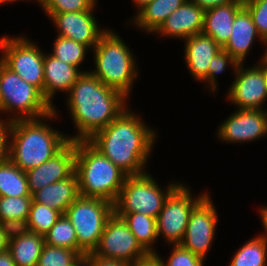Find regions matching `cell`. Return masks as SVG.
<instances>
[{"label":"cell","instance_id":"1","mask_svg":"<svg viewBox=\"0 0 267 266\" xmlns=\"http://www.w3.org/2000/svg\"><path fill=\"white\" fill-rule=\"evenodd\" d=\"M127 108L87 141L128 176L145 172L156 133ZM144 170V171H143Z\"/></svg>","mask_w":267,"mask_h":266},{"label":"cell","instance_id":"2","mask_svg":"<svg viewBox=\"0 0 267 266\" xmlns=\"http://www.w3.org/2000/svg\"><path fill=\"white\" fill-rule=\"evenodd\" d=\"M68 109L76 136L69 140H88L95 132L108 126L126 108V99L120 91L104 85L89 71L84 72L68 92Z\"/></svg>","mask_w":267,"mask_h":266},{"label":"cell","instance_id":"3","mask_svg":"<svg viewBox=\"0 0 267 266\" xmlns=\"http://www.w3.org/2000/svg\"><path fill=\"white\" fill-rule=\"evenodd\" d=\"M38 119L15 120L8 123L9 159L22 171L41 165L57 154L70 140L42 122L45 118H56V110ZM41 119V121H40Z\"/></svg>","mask_w":267,"mask_h":266},{"label":"cell","instance_id":"4","mask_svg":"<svg viewBox=\"0 0 267 266\" xmlns=\"http://www.w3.org/2000/svg\"><path fill=\"white\" fill-rule=\"evenodd\" d=\"M75 173L79 195L115 203L127 174L87 140H76Z\"/></svg>","mask_w":267,"mask_h":266},{"label":"cell","instance_id":"5","mask_svg":"<svg viewBox=\"0 0 267 266\" xmlns=\"http://www.w3.org/2000/svg\"><path fill=\"white\" fill-rule=\"evenodd\" d=\"M95 70L90 73L104 85L128 97L138 75L134 56L119 35L107 30L93 48Z\"/></svg>","mask_w":267,"mask_h":266},{"label":"cell","instance_id":"6","mask_svg":"<svg viewBox=\"0 0 267 266\" xmlns=\"http://www.w3.org/2000/svg\"><path fill=\"white\" fill-rule=\"evenodd\" d=\"M0 111L17 112L8 119L9 123L46 117L54 111V106L36 87L19 77L0 59Z\"/></svg>","mask_w":267,"mask_h":266},{"label":"cell","instance_id":"7","mask_svg":"<svg viewBox=\"0 0 267 266\" xmlns=\"http://www.w3.org/2000/svg\"><path fill=\"white\" fill-rule=\"evenodd\" d=\"M114 213V204L100 199L79 196L66 210L65 215L75 228L78 252L84 256L92 253Z\"/></svg>","mask_w":267,"mask_h":266},{"label":"cell","instance_id":"8","mask_svg":"<svg viewBox=\"0 0 267 266\" xmlns=\"http://www.w3.org/2000/svg\"><path fill=\"white\" fill-rule=\"evenodd\" d=\"M154 180L147 172L127 176L114 203V213H142L157 218L165 200L180 183H171L162 191Z\"/></svg>","mask_w":267,"mask_h":266},{"label":"cell","instance_id":"9","mask_svg":"<svg viewBox=\"0 0 267 266\" xmlns=\"http://www.w3.org/2000/svg\"><path fill=\"white\" fill-rule=\"evenodd\" d=\"M1 61L19 77L36 87L44 97V56L37 44L26 37L0 39Z\"/></svg>","mask_w":267,"mask_h":266},{"label":"cell","instance_id":"10","mask_svg":"<svg viewBox=\"0 0 267 266\" xmlns=\"http://www.w3.org/2000/svg\"><path fill=\"white\" fill-rule=\"evenodd\" d=\"M192 199L189 188L182 183L168 196L156 218L158 237L162 234L169 244H180L194 206L206 195Z\"/></svg>","mask_w":267,"mask_h":266},{"label":"cell","instance_id":"11","mask_svg":"<svg viewBox=\"0 0 267 266\" xmlns=\"http://www.w3.org/2000/svg\"><path fill=\"white\" fill-rule=\"evenodd\" d=\"M91 254L132 264L148 253L140 246L123 218L113 213Z\"/></svg>","mask_w":267,"mask_h":266},{"label":"cell","instance_id":"12","mask_svg":"<svg viewBox=\"0 0 267 266\" xmlns=\"http://www.w3.org/2000/svg\"><path fill=\"white\" fill-rule=\"evenodd\" d=\"M218 216L214 204L206 194L192 209L180 245L205 260L213 242Z\"/></svg>","mask_w":267,"mask_h":266},{"label":"cell","instance_id":"13","mask_svg":"<svg viewBox=\"0 0 267 266\" xmlns=\"http://www.w3.org/2000/svg\"><path fill=\"white\" fill-rule=\"evenodd\" d=\"M238 64L236 75L228 91V98L240 109L262 110L267 99V70L260 64L243 68Z\"/></svg>","mask_w":267,"mask_h":266},{"label":"cell","instance_id":"14","mask_svg":"<svg viewBox=\"0 0 267 266\" xmlns=\"http://www.w3.org/2000/svg\"><path fill=\"white\" fill-rule=\"evenodd\" d=\"M76 140H70L57 154L25 172L32 195L43 187L67 179L75 172Z\"/></svg>","mask_w":267,"mask_h":266},{"label":"cell","instance_id":"15","mask_svg":"<svg viewBox=\"0 0 267 266\" xmlns=\"http://www.w3.org/2000/svg\"><path fill=\"white\" fill-rule=\"evenodd\" d=\"M93 10L65 13H46L53 20L59 35L88 48H94L107 29H99Z\"/></svg>","mask_w":267,"mask_h":266},{"label":"cell","instance_id":"16","mask_svg":"<svg viewBox=\"0 0 267 266\" xmlns=\"http://www.w3.org/2000/svg\"><path fill=\"white\" fill-rule=\"evenodd\" d=\"M226 142L254 141L267 134V110L239 109L227 118L218 130Z\"/></svg>","mask_w":267,"mask_h":266},{"label":"cell","instance_id":"17","mask_svg":"<svg viewBox=\"0 0 267 266\" xmlns=\"http://www.w3.org/2000/svg\"><path fill=\"white\" fill-rule=\"evenodd\" d=\"M204 13L205 11L192 0H187L171 13L154 33L157 32L161 36L187 39L188 37L202 33Z\"/></svg>","mask_w":267,"mask_h":266},{"label":"cell","instance_id":"18","mask_svg":"<svg viewBox=\"0 0 267 266\" xmlns=\"http://www.w3.org/2000/svg\"><path fill=\"white\" fill-rule=\"evenodd\" d=\"M185 45V60L187 69L198 81H203L208 75V66L212 57L222 48L208 35L203 33L188 37Z\"/></svg>","mask_w":267,"mask_h":266},{"label":"cell","instance_id":"19","mask_svg":"<svg viewBox=\"0 0 267 266\" xmlns=\"http://www.w3.org/2000/svg\"><path fill=\"white\" fill-rule=\"evenodd\" d=\"M44 98L51 106L56 91L69 92L72 85L84 73L79 68L67 64L51 54L44 56Z\"/></svg>","mask_w":267,"mask_h":266},{"label":"cell","instance_id":"20","mask_svg":"<svg viewBox=\"0 0 267 266\" xmlns=\"http://www.w3.org/2000/svg\"><path fill=\"white\" fill-rule=\"evenodd\" d=\"M255 37L263 41L249 12L243 7L234 18L231 36L223 49L227 51L238 64H242L249 49L252 47Z\"/></svg>","mask_w":267,"mask_h":266},{"label":"cell","instance_id":"21","mask_svg":"<svg viewBox=\"0 0 267 266\" xmlns=\"http://www.w3.org/2000/svg\"><path fill=\"white\" fill-rule=\"evenodd\" d=\"M242 8L243 2H230L206 10L202 33L223 48L231 36L234 18Z\"/></svg>","mask_w":267,"mask_h":266},{"label":"cell","instance_id":"22","mask_svg":"<svg viewBox=\"0 0 267 266\" xmlns=\"http://www.w3.org/2000/svg\"><path fill=\"white\" fill-rule=\"evenodd\" d=\"M45 237L23 228H12L8 251L16 266H37Z\"/></svg>","mask_w":267,"mask_h":266},{"label":"cell","instance_id":"23","mask_svg":"<svg viewBox=\"0 0 267 266\" xmlns=\"http://www.w3.org/2000/svg\"><path fill=\"white\" fill-rule=\"evenodd\" d=\"M78 179L74 172L65 180L49 184L32 194V200L65 215L67 208L79 197Z\"/></svg>","mask_w":267,"mask_h":266},{"label":"cell","instance_id":"24","mask_svg":"<svg viewBox=\"0 0 267 266\" xmlns=\"http://www.w3.org/2000/svg\"><path fill=\"white\" fill-rule=\"evenodd\" d=\"M187 0H153L141 8L133 19L136 26L154 33Z\"/></svg>","mask_w":267,"mask_h":266},{"label":"cell","instance_id":"25","mask_svg":"<svg viewBox=\"0 0 267 266\" xmlns=\"http://www.w3.org/2000/svg\"><path fill=\"white\" fill-rule=\"evenodd\" d=\"M127 223L140 246L147 253H156L153 243L158 238L156 218L142 213H115Z\"/></svg>","mask_w":267,"mask_h":266},{"label":"cell","instance_id":"26","mask_svg":"<svg viewBox=\"0 0 267 266\" xmlns=\"http://www.w3.org/2000/svg\"><path fill=\"white\" fill-rule=\"evenodd\" d=\"M32 196L28 189L25 171L10 159L0 164V197Z\"/></svg>","mask_w":267,"mask_h":266},{"label":"cell","instance_id":"27","mask_svg":"<svg viewBox=\"0 0 267 266\" xmlns=\"http://www.w3.org/2000/svg\"><path fill=\"white\" fill-rule=\"evenodd\" d=\"M32 196L0 197V224L23 228L30 211Z\"/></svg>","mask_w":267,"mask_h":266},{"label":"cell","instance_id":"28","mask_svg":"<svg viewBox=\"0 0 267 266\" xmlns=\"http://www.w3.org/2000/svg\"><path fill=\"white\" fill-rule=\"evenodd\" d=\"M61 215L60 212L32 200L23 229L45 236Z\"/></svg>","mask_w":267,"mask_h":266},{"label":"cell","instance_id":"29","mask_svg":"<svg viewBox=\"0 0 267 266\" xmlns=\"http://www.w3.org/2000/svg\"><path fill=\"white\" fill-rule=\"evenodd\" d=\"M266 262L267 245L257 236L235 253L229 266H266Z\"/></svg>","mask_w":267,"mask_h":266},{"label":"cell","instance_id":"30","mask_svg":"<svg viewBox=\"0 0 267 266\" xmlns=\"http://www.w3.org/2000/svg\"><path fill=\"white\" fill-rule=\"evenodd\" d=\"M44 237L45 243L50 246L67 248L78 252V239L75 228L66 215H61Z\"/></svg>","mask_w":267,"mask_h":266},{"label":"cell","instance_id":"31","mask_svg":"<svg viewBox=\"0 0 267 266\" xmlns=\"http://www.w3.org/2000/svg\"><path fill=\"white\" fill-rule=\"evenodd\" d=\"M88 49L87 46L77 43L72 39L58 36L51 55L78 68L81 62L84 61L85 53Z\"/></svg>","mask_w":267,"mask_h":266},{"label":"cell","instance_id":"32","mask_svg":"<svg viewBox=\"0 0 267 266\" xmlns=\"http://www.w3.org/2000/svg\"><path fill=\"white\" fill-rule=\"evenodd\" d=\"M82 255L67 248L44 244L37 266H72Z\"/></svg>","mask_w":267,"mask_h":266},{"label":"cell","instance_id":"33","mask_svg":"<svg viewBox=\"0 0 267 266\" xmlns=\"http://www.w3.org/2000/svg\"><path fill=\"white\" fill-rule=\"evenodd\" d=\"M96 0H41L45 13H65L94 10Z\"/></svg>","mask_w":267,"mask_h":266},{"label":"cell","instance_id":"34","mask_svg":"<svg viewBox=\"0 0 267 266\" xmlns=\"http://www.w3.org/2000/svg\"><path fill=\"white\" fill-rule=\"evenodd\" d=\"M243 7L249 12L260 37L267 39V0H243Z\"/></svg>","mask_w":267,"mask_h":266},{"label":"cell","instance_id":"35","mask_svg":"<svg viewBox=\"0 0 267 266\" xmlns=\"http://www.w3.org/2000/svg\"><path fill=\"white\" fill-rule=\"evenodd\" d=\"M231 64V66L236 68L238 66V62L223 48L217 52V54L212 57L210 64L208 66V75L207 77L203 80L211 86L212 90L215 92L217 89V84H216V75L217 73H222L226 68L227 64Z\"/></svg>","mask_w":267,"mask_h":266},{"label":"cell","instance_id":"36","mask_svg":"<svg viewBox=\"0 0 267 266\" xmlns=\"http://www.w3.org/2000/svg\"><path fill=\"white\" fill-rule=\"evenodd\" d=\"M173 246L171 256L164 263V266H203V258L185 249L180 244Z\"/></svg>","mask_w":267,"mask_h":266},{"label":"cell","instance_id":"37","mask_svg":"<svg viewBox=\"0 0 267 266\" xmlns=\"http://www.w3.org/2000/svg\"><path fill=\"white\" fill-rule=\"evenodd\" d=\"M8 122L0 119V164L9 159Z\"/></svg>","mask_w":267,"mask_h":266},{"label":"cell","instance_id":"38","mask_svg":"<svg viewBox=\"0 0 267 266\" xmlns=\"http://www.w3.org/2000/svg\"><path fill=\"white\" fill-rule=\"evenodd\" d=\"M130 266H164V261L157 253H148Z\"/></svg>","mask_w":267,"mask_h":266},{"label":"cell","instance_id":"39","mask_svg":"<svg viewBox=\"0 0 267 266\" xmlns=\"http://www.w3.org/2000/svg\"><path fill=\"white\" fill-rule=\"evenodd\" d=\"M90 263L91 266H130V264L127 262L120 260H113V259H105L93 256L91 253H90Z\"/></svg>","mask_w":267,"mask_h":266},{"label":"cell","instance_id":"40","mask_svg":"<svg viewBox=\"0 0 267 266\" xmlns=\"http://www.w3.org/2000/svg\"><path fill=\"white\" fill-rule=\"evenodd\" d=\"M202 10L206 11L219 5L228 4L230 2H243V0H192Z\"/></svg>","mask_w":267,"mask_h":266},{"label":"cell","instance_id":"41","mask_svg":"<svg viewBox=\"0 0 267 266\" xmlns=\"http://www.w3.org/2000/svg\"><path fill=\"white\" fill-rule=\"evenodd\" d=\"M12 228L7 225L0 224V253L8 250L9 237Z\"/></svg>","mask_w":267,"mask_h":266},{"label":"cell","instance_id":"42","mask_svg":"<svg viewBox=\"0 0 267 266\" xmlns=\"http://www.w3.org/2000/svg\"><path fill=\"white\" fill-rule=\"evenodd\" d=\"M260 215H261V222L263 224L265 234L259 235V237L263 240V242L267 245V207H261Z\"/></svg>","mask_w":267,"mask_h":266},{"label":"cell","instance_id":"43","mask_svg":"<svg viewBox=\"0 0 267 266\" xmlns=\"http://www.w3.org/2000/svg\"><path fill=\"white\" fill-rule=\"evenodd\" d=\"M0 266H16L8 250L0 253Z\"/></svg>","mask_w":267,"mask_h":266},{"label":"cell","instance_id":"44","mask_svg":"<svg viewBox=\"0 0 267 266\" xmlns=\"http://www.w3.org/2000/svg\"><path fill=\"white\" fill-rule=\"evenodd\" d=\"M72 266H91V263H90V253L87 254V255L82 256Z\"/></svg>","mask_w":267,"mask_h":266},{"label":"cell","instance_id":"45","mask_svg":"<svg viewBox=\"0 0 267 266\" xmlns=\"http://www.w3.org/2000/svg\"><path fill=\"white\" fill-rule=\"evenodd\" d=\"M153 0H133L135 4H137V8L140 10L143 8L146 4L152 2Z\"/></svg>","mask_w":267,"mask_h":266},{"label":"cell","instance_id":"46","mask_svg":"<svg viewBox=\"0 0 267 266\" xmlns=\"http://www.w3.org/2000/svg\"><path fill=\"white\" fill-rule=\"evenodd\" d=\"M263 43L267 45V39L263 40ZM262 67H264L267 70V49L262 57V61L260 63Z\"/></svg>","mask_w":267,"mask_h":266},{"label":"cell","instance_id":"47","mask_svg":"<svg viewBox=\"0 0 267 266\" xmlns=\"http://www.w3.org/2000/svg\"><path fill=\"white\" fill-rule=\"evenodd\" d=\"M13 1H16V0H0V4H2V3H7V2H13ZM17 1H18V0H17ZM36 1H38V3L41 2V0H36Z\"/></svg>","mask_w":267,"mask_h":266}]
</instances>
